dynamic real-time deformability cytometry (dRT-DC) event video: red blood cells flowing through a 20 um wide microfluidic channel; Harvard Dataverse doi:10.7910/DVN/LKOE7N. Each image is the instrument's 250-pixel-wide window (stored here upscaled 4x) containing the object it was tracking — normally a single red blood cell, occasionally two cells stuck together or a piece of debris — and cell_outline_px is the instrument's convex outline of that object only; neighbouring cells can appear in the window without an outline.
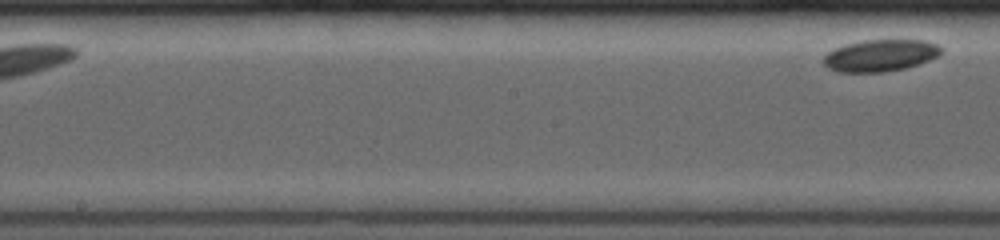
{"species": "common noctule bat (a hibernating species)", "species_latin": "Nyctalus noctula", "temperature_condition": "room temperature", "stored_images_in_passage": 8, "segment_of_instrument_passage": [2, 2], "camera_frame_rate_fps": 4000, "um_per_image_px": 0.085, "animal": {"sex": "female", "body_mass_g": 19.0, "forearm_length_mm": 53.3}, "frame": {"image": 1, "passage_image": 8, "time_ms": 5.25, "image_size_px": [1000, 240], "cell_outline_px": [[944, 48], [936, 56], [928, 60], [904, 68], [884, 72], [836, 72], [828, 68], [824, 64], [824, 56], [828, 52], [844, 44], [864, 40], [924, 40], [940, 44]], "centroid_in_image_um": [74.82, 4.7], "position_along_channel_um": 173.4, "area_um2": 21.79}}